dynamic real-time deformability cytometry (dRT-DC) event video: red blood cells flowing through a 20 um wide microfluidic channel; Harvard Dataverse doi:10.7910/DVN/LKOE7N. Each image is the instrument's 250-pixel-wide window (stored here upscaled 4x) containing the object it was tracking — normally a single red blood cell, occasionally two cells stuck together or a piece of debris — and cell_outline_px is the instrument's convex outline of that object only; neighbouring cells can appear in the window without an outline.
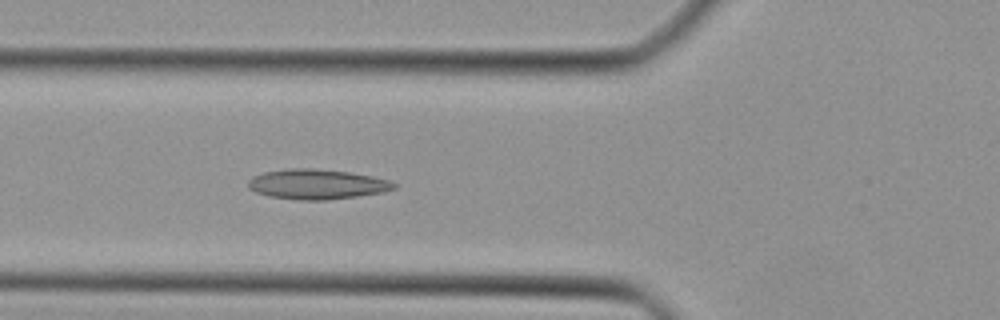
{"species": "Egyptian fruit bat (a non-hibernating species)", "species_latin": "Rousettus aegyptiacus", "temperature_condition": "cold", "stored_images_in_passage": 35, "camera_frame_rate_fps": 3000, "um_per_image_px": 0.085, "animal": {"sex": "female"}, "frame": {"image": 1, "passage_image": 7, "time_ms": 2.0, "image_size_px": [1000, 320], "cell_outline_px": [[396, 188], [384, 192], [356, 196], [324, 200], [296, 200], [268, 196], [256, 192], [248, 188], [248, 180], [252, 176], [264, 172], [288, 168], [312, 168], [348, 172], [372, 176], [388, 180], [396, 184]], "centroid_in_image_um": [26.9, 15.66], "position_along_channel_um": 98.9, "area_um2": 25.49}}
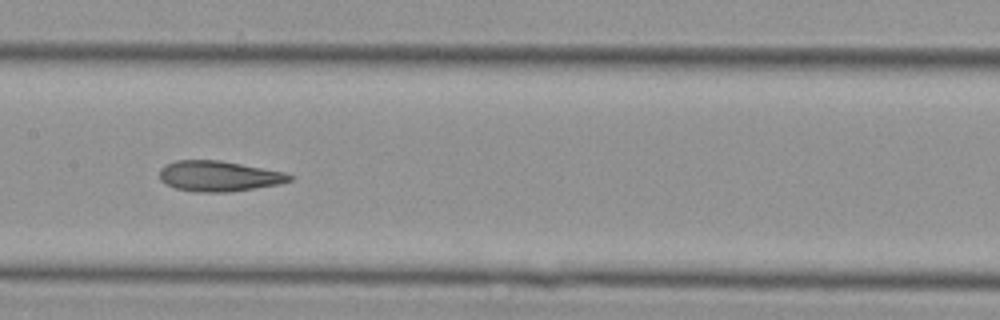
{"frame": {"image": 2, "passage_image": 13, "time_ms": 4.0, "image_size_px": [1000, 320], "cell_outline_px": [[292, 180], [280, 184], [228, 192], [196, 192], [176, 188], [160, 180], [160, 168], [164, 164], [176, 160], [220, 160], [284, 172], [292, 176]], "centroid_in_image_um": [18.58, 14.96], "position_along_channel_um": 188.8, "area_um2": 23.0}}
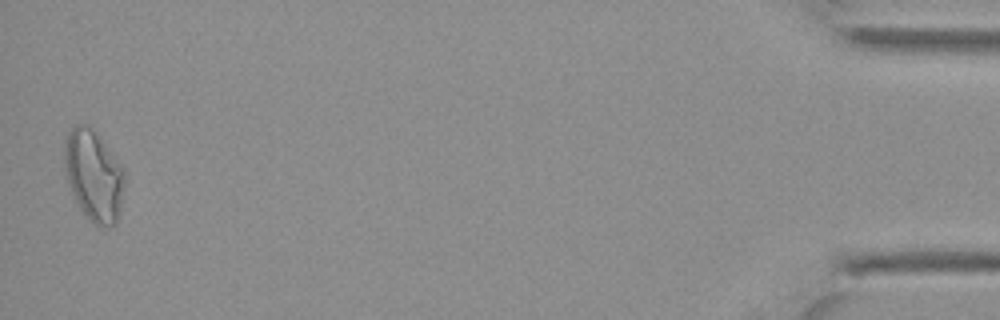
{"frame": {"image": 3, "passage_image": 35, "time_ms": 11.333, "image_size_px": [1000, 320], "cell_outline_px": [[124, 184], [120, 204], [116, 220], [112, 224], [100, 228], [80, 208], [72, 192], [64, 168], [64, 140], [68, 132], [76, 124], [88, 124], [92, 128], [124, 168]], "centroid_in_image_um": [7.94, 14.86], "position_along_channel_um": 427.3, "area_um2": 31.27}}